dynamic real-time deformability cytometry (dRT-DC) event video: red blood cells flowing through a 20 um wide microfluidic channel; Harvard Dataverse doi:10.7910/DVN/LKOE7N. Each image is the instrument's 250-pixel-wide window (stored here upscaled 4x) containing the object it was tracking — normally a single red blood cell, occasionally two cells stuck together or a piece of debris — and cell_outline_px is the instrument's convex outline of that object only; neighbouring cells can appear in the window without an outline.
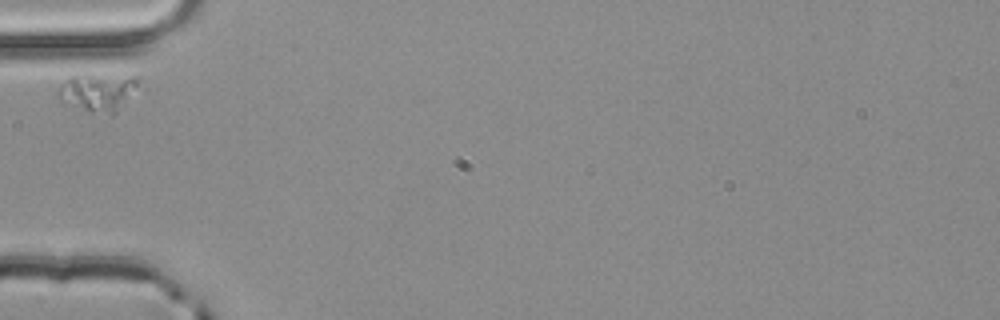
{"species": "common noctule bat (a hibernating species)", "species_latin": "Nyctalus noctula", "temperature_condition": "room temperature", "stored_images_in_passage": 1, "camera_frame_rate_fps": 3000, "um_per_image_px": 0.085, "animal": {"sex": "male", "body_mass_g": 20.4}, "frame": {"image": 1, "passage_image": 1, "time_ms": 0.0, "image_size_px": [1000, 320], "cell_outline_px": [[136, 84], [116, 112], [112, 116], [84, 108], [60, 100], [56, 96], [56, 92], [60, 84], [64, 80], [72, 76], [76, 76], [136, 80]], "centroid_in_image_um": [8.13, 7.9], "position_along_channel_um": 76.9, "area_um2": 15.55}}